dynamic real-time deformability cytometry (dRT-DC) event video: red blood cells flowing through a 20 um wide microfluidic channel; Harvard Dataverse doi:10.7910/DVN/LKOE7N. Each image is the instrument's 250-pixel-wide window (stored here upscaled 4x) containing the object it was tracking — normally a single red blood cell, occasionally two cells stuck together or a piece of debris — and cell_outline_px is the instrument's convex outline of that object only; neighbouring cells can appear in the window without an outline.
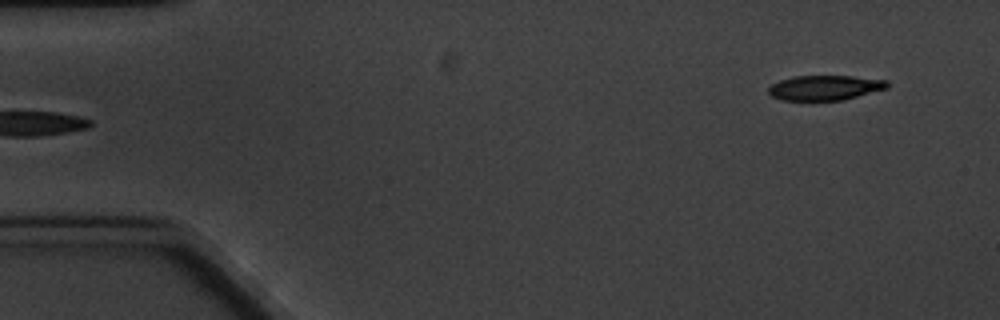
{"species": "common noctule bat (a hibernating species)", "species_latin": "Nyctalus noctula", "temperature_condition": "cold", "stored_images_in_passage": 6, "camera_frame_rate_fps": 3000, "um_per_image_px": 0.085, "animal": {"sex": "male", "body_mass_g": 20.1, "forearm_length_mm": 53.5}, "frame": {"image": 1, "passage_image": 6, "time_ms": 6.0, "image_size_px": [1000, 320], "cell_outline_px": [[888, 88], [840, 100], [780, 100], [772, 96], [768, 92], [768, 88], [772, 84], [780, 80], [792, 76], [852, 76], [888, 80]], "centroid_in_image_um": [70.09, 7.45], "position_along_channel_um": 14.9, "area_um2": 17.11}}